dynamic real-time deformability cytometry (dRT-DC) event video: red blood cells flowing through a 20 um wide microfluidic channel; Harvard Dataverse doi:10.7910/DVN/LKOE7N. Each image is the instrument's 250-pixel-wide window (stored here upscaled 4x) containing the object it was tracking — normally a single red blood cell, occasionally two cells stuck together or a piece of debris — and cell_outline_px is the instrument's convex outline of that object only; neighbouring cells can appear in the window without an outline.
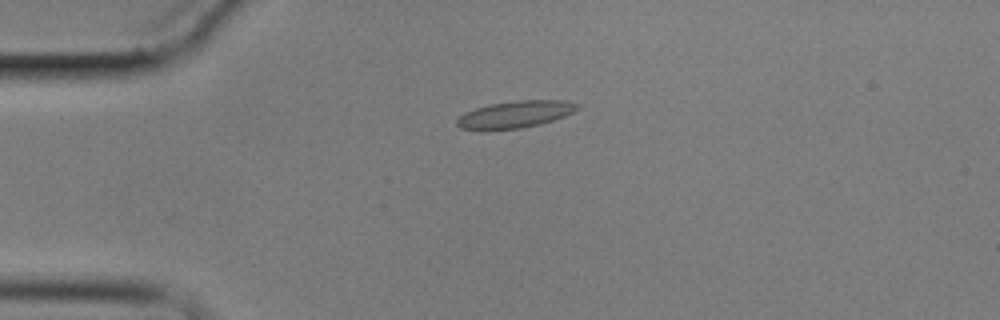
{"species": "common noctule bat (a hibernating species)", "species_latin": "Nyctalus noctula", "temperature_condition": "cold", "stored_images_in_passage": 4, "camera_frame_rate_fps": 3000, "um_per_image_px": 0.085, "animal": {"sex": "male", "body_mass_g": 17.9}, "frame": {"image": 1, "passage_image": 2, "time_ms": 1.0, "image_size_px": [1000, 320], "cell_outline_px": [[580, 108], [564, 116], [540, 124], [520, 128], [460, 128], [456, 124], [456, 120], [464, 112], [488, 104], [516, 100], [564, 100], [580, 104]], "centroid_in_image_um": [43.84, 9.68], "position_along_channel_um": 41.2, "area_um2": 18.55}}
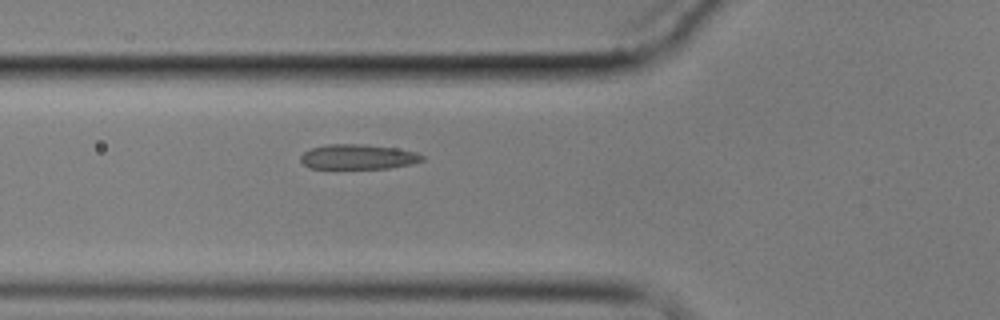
{"frame": {"image": 2, "passage_image": 4, "time_ms": 3.333, "image_size_px": [1000, 320], "cell_outline_px": [[424, 160], [412, 164], [388, 168], [312, 168], [304, 164], [300, 160], [300, 156], [304, 152], [312, 148], [328, 144], [364, 144], [396, 148], [416, 152], [424, 156]], "centroid_in_image_um": [30.46, 13.32], "position_along_channel_um": 95.3, "area_um2": 17.57}}